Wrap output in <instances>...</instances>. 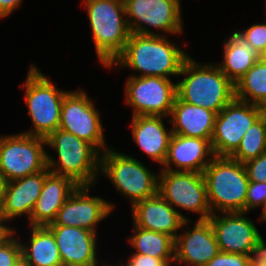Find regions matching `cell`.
<instances>
[{"label": "cell", "instance_id": "obj_1", "mask_svg": "<svg viewBox=\"0 0 266 266\" xmlns=\"http://www.w3.org/2000/svg\"><path fill=\"white\" fill-rule=\"evenodd\" d=\"M165 34L141 35L131 33L122 53L108 67L130 68L141 72L131 76L177 77L190 56L182 48L172 43Z\"/></svg>", "mask_w": 266, "mask_h": 266}, {"label": "cell", "instance_id": "obj_2", "mask_svg": "<svg viewBox=\"0 0 266 266\" xmlns=\"http://www.w3.org/2000/svg\"><path fill=\"white\" fill-rule=\"evenodd\" d=\"M176 83L177 97L188 104L209 109L218 114L235 98V84L216 64L198 63L188 57Z\"/></svg>", "mask_w": 266, "mask_h": 266}, {"label": "cell", "instance_id": "obj_3", "mask_svg": "<svg viewBox=\"0 0 266 266\" xmlns=\"http://www.w3.org/2000/svg\"><path fill=\"white\" fill-rule=\"evenodd\" d=\"M45 141L58 154L55 160L47 152L50 172L68 177L79 186L97 184L101 153L92 144L61 129L49 134Z\"/></svg>", "mask_w": 266, "mask_h": 266}, {"label": "cell", "instance_id": "obj_4", "mask_svg": "<svg viewBox=\"0 0 266 266\" xmlns=\"http://www.w3.org/2000/svg\"><path fill=\"white\" fill-rule=\"evenodd\" d=\"M96 55L108 69L122 53L131 34L123 0H84Z\"/></svg>", "mask_w": 266, "mask_h": 266}, {"label": "cell", "instance_id": "obj_5", "mask_svg": "<svg viewBox=\"0 0 266 266\" xmlns=\"http://www.w3.org/2000/svg\"><path fill=\"white\" fill-rule=\"evenodd\" d=\"M202 174L212 214L245 212L249 179L244 163L215 156Z\"/></svg>", "mask_w": 266, "mask_h": 266}, {"label": "cell", "instance_id": "obj_6", "mask_svg": "<svg viewBox=\"0 0 266 266\" xmlns=\"http://www.w3.org/2000/svg\"><path fill=\"white\" fill-rule=\"evenodd\" d=\"M112 146L100 155V174L106 176L115 190L131 201H139L158 194L159 174L132 156L113 150Z\"/></svg>", "mask_w": 266, "mask_h": 266}, {"label": "cell", "instance_id": "obj_7", "mask_svg": "<svg viewBox=\"0 0 266 266\" xmlns=\"http://www.w3.org/2000/svg\"><path fill=\"white\" fill-rule=\"evenodd\" d=\"M21 87L25 89L24 99L33 123V128L23 133L46 138L59 128L63 99L69 91L57 89L34 64Z\"/></svg>", "mask_w": 266, "mask_h": 266}, {"label": "cell", "instance_id": "obj_8", "mask_svg": "<svg viewBox=\"0 0 266 266\" xmlns=\"http://www.w3.org/2000/svg\"><path fill=\"white\" fill-rule=\"evenodd\" d=\"M46 141L22 132L0 137V173L7 182L47 169Z\"/></svg>", "mask_w": 266, "mask_h": 266}, {"label": "cell", "instance_id": "obj_9", "mask_svg": "<svg viewBox=\"0 0 266 266\" xmlns=\"http://www.w3.org/2000/svg\"><path fill=\"white\" fill-rule=\"evenodd\" d=\"M123 2L131 33L158 36L166 33L175 36L183 32L181 2L178 0H123ZM147 26L160 31L156 33Z\"/></svg>", "mask_w": 266, "mask_h": 266}, {"label": "cell", "instance_id": "obj_10", "mask_svg": "<svg viewBox=\"0 0 266 266\" xmlns=\"http://www.w3.org/2000/svg\"><path fill=\"white\" fill-rule=\"evenodd\" d=\"M102 125L100 112L84 90H71L65 95L58 129L74 134L103 153L110 146L105 143Z\"/></svg>", "mask_w": 266, "mask_h": 266}, {"label": "cell", "instance_id": "obj_11", "mask_svg": "<svg viewBox=\"0 0 266 266\" xmlns=\"http://www.w3.org/2000/svg\"><path fill=\"white\" fill-rule=\"evenodd\" d=\"M158 193L175 209L200 214L198 220L209 219L206 184L202 173L160 170Z\"/></svg>", "mask_w": 266, "mask_h": 266}, {"label": "cell", "instance_id": "obj_12", "mask_svg": "<svg viewBox=\"0 0 266 266\" xmlns=\"http://www.w3.org/2000/svg\"><path fill=\"white\" fill-rule=\"evenodd\" d=\"M266 111L262 106L234 98L216 114L211 146L215 156L230 157L246 131Z\"/></svg>", "mask_w": 266, "mask_h": 266}, {"label": "cell", "instance_id": "obj_13", "mask_svg": "<svg viewBox=\"0 0 266 266\" xmlns=\"http://www.w3.org/2000/svg\"><path fill=\"white\" fill-rule=\"evenodd\" d=\"M124 95L126 104L133 110L132 116L168 117L177 96L176 83L158 76H128Z\"/></svg>", "mask_w": 266, "mask_h": 266}, {"label": "cell", "instance_id": "obj_14", "mask_svg": "<svg viewBox=\"0 0 266 266\" xmlns=\"http://www.w3.org/2000/svg\"><path fill=\"white\" fill-rule=\"evenodd\" d=\"M91 187L78 186L49 225L80 227L97 233L96 227L115 206L102 197L89 195Z\"/></svg>", "mask_w": 266, "mask_h": 266}, {"label": "cell", "instance_id": "obj_15", "mask_svg": "<svg viewBox=\"0 0 266 266\" xmlns=\"http://www.w3.org/2000/svg\"><path fill=\"white\" fill-rule=\"evenodd\" d=\"M245 212L211 214L209 221L221 252L248 255L262 237Z\"/></svg>", "mask_w": 266, "mask_h": 266}, {"label": "cell", "instance_id": "obj_16", "mask_svg": "<svg viewBox=\"0 0 266 266\" xmlns=\"http://www.w3.org/2000/svg\"><path fill=\"white\" fill-rule=\"evenodd\" d=\"M219 251L211 222L197 220L185 233L178 232L174 243V264L205 266Z\"/></svg>", "mask_w": 266, "mask_h": 266}, {"label": "cell", "instance_id": "obj_17", "mask_svg": "<svg viewBox=\"0 0 266 266\" xmlns=\"http://www.w3.org/2000/svg\"><path fill=\"white\" fill-rule=\"evenodd\" d=\"M46 227L56 239L63 266H98L97 233L72 226Z\"/></svg>", "mask_w": 266, "mask_h": 266}, {"label": "cell", "instance_id": "obj_18", "mask_svg": "<svg viewBox=\"0 0 266 266\" xmlns=\"http://www.w3.org/2000/svg\"><path fill=\"white\" fill-rule=\"evenodd\" d=\"M131 209L135 226L165 233L174 240L177 231L184 230L188 223L192 222L187 216L175 210L159 193L137 202Z\"/></svg>", "mask_w": 266, "mask_h": 266}, {"label": "cell", "instance_id": "obj_19", "mask_svg": "<svg viewBox=\"0 0 266 266\" xmlns=\"http://www.w3.org/2000/svg\"><path fill=\"white\" fill-rule=\"evenodd\" d=\"M213 157L209 140L172 134L161 170L203 173Z\"/></svg>", "mask_w": 266, "mask_h": 266}, {"label": "cell", "instance_id": "obj_20", "mask_svg": "<svg viewBox=\"0 0 266 266\" xmlns=\"http://www.w3.org/2000/svg\"><path fill=\"white\" fill-rule=\"evenodd\" d=\"M49 172L50 170L47 168L7 182L4 202L0 211V218L4 223L25 214L26 217L28 216V220L30 219Z\"/></svg>", "mask_w": 266, "mask_h": 266}, {"label": "cell", "instance_id": "obj_21", "mask_svg": "<svg viewBox=\"0 0 266 266\" xmlns=\"http://www.w3.org/2000/svg\"><path fill=\"white\" fill-rule=\"evenodd\" d=\"M78 186L68 177L49 172L28 221L29 226H47L51 224L55 220L59 209Z\"/></svg>", "mask_w": 266, "mask_h": 266}, {"label": "cell", "instance_id": "obj_22", "mask_svg": "<svg viewBox=\"0 0 266 266\" xmlns=\"http://www.w3.org/2000/svg\"><path fill=\"white\" fill-rule=\"evenodd\" d=\"M165 116L138 115L132 116V137L136 145L153 162L164 164L172 130L167 129L163 119Z\"/></svg>", "mask_w": 266, "mask_h": 266}, {"label": "cell", "instance_id": "obj_23", "mask_svg": "<svg viewBox=\"0 0 266 266\" xmlns=\"http://www.w3.org/2000/svg\"><path fill=\"white\" fill-rule=\"evenodd\" d=\"M216 113L175 98L170 117L172 134L207 139L211 142L214 132Z\"/></svg>", "mask_w": 266, "mask_h": 266}, {"label": "cell", "instance_id": "obj_24", "mask_svg": "<svg viewBox=\"0 0 266 266\" xmlns=\"http://www.w3.org/2000/svg\"><path fill=\"white\" fill-rule=\"evenodd\" d=\"M223 61L217 66L234 83L259 60V53L237 31L224 42Z\"/></svg>", "mask_w": 266, "mask_h": 266}, {"label": "cell", "instance_id": "obj_25", "mask_svg": "<svg viewBox=\"0 0 266 266\" xmlns=\"http://www.w3.org/2000/svg\"><path fill=\"white\" fill-rule=\"evenodd\" d=\"M28 244L20 239L22 257L28 266H63L53 233L46 226H30Z\"/></svg>", "mask_w": 266, "mask_h": 266}, {"label": "cell", "instance_id": "obj_26", "mask_svg": "<svg viewBox=\"0 0 266 266\" xmlns=\"http://www.w3.org/2000/svg\"><path fill=\"white\" fill-rule=\"evenodd\" d=\"M133 226L128 244L134 248V253L160 258L164 262H174L175 240L171 236Z\"/></svg>", "mask_w": 266, "mask_h": 266}, {"label": "cell", "instance_id": "obj_27", "mask_svg": "<svg viewBox=\"0 0 266 266\" xmlns=\"http://www.w3.org/2000/svg\"><path fill=\"white\" fill-rule=\"evenodd\" d=\"M235 98L266 109V63L258 60L237 81Z\"/></svg>", "mask_w": 266, "mask_h": 266}, {"label": "cell", "instance_id": "obj_28", "mask_svg": "<svg viewBox=\"0 0 266 266\" xmlns=\"http://www.w3.org/2000/svg\"><path fill=\"white\" fill-rule=\"evenodd\" d=\"M264 152H266V111L246 131L240 145L230 158L245 163Z\"/></svg>", "mask_w": 266, "mask_h": 266}, {"label": "cell", "instance_id": "obj_29", "mask_svg": "<svg viewBox=\"0 0 266 266\" xmlns=\"http://www.w3.org/2000/svg\"><path fill=\"white\" fill-rule=\"evenodd\" d=\"M16 231L12 227V230L0 240V266H11L22 257L21 244Z\"/></svg>", "mask_w": 266, "mask_h": 266}, {"label": "cell", "instance_id": "obj_30", "mask_svg": "<svg viewBox=\"0 0 266 266\" xmlns=\"http://www.w3.org/2000/svg\"><path fill=\"white\" fill-rule=\"evenodd\" d=\"M266 203V182H249L245 199V213L263 208Z\"/></svg>", "mask_w": 266, "mask_h": 266}, {"label": "cell", "instance_id": "obj_31", "mask_svg": "<svg viewBox=\"0 0 266 266\" xmlns=\"http://www.w3.org/2000/svg\"><path fill=\"white\" fill-rule=\"evenodd\" d=\"M260 53L266 47V23H255L243 31H237Z\"/></svg>", "mask_w": 266, "mask_h": 266}, {"label": "cell", "instance_id": "obj_32", "mask_svg": "<svg viewBox=\"0 0 266 266\" xmlns=\"http://www.w3.org/2000/svg\"><path fill=\"white\" fill-rule=\"evenodd\" d=\"M249 182H266V152L244 163Z\"/></svg>", "mask_w": 266, "mask_h": 266}, {"label": "cell", "instance_id": "obj_33", "mask_svg": "<svg viewBox=\"0 0 266 266\" xmlns=\"http://www.w3.org/2000/svg\"><path fill=\"white\" fill-rule=\"evenodd\" d=\"M205 266H248L247 255L219 251Z\"/></svg>", "mask_w": 266, "mask_h": 266}, {"label": "cell", "instance_id": "obj_34", "mask_svg": "<svg viewBox=\"0 0 266 266\" xmlns=\"http://www.w3.org/2000/svg\"><path fill=\"white\" fill-rule=\"evenodd\" d=\"M174 262H164L160 258H155L152 256L132 253L128 258V261L123 263L122 261L117 266H172Z\"/></svg>", "mask_w": 266, "mask_h": 266}, {"label": "cell", "instance_id": "obj_35", "mask_svg": "<svg viewBox=\"0 0 266 266\" xmlns=\"http://www.w3.org/2000/svg\"><path fill=\"white\" fill-rule=\"evenodd\" d=\"M248 266H266V244L261 237L247 255Z\"/></svg>", "mask_w": 266, "mask_h": 266}, {"label": "cell", "instance_id": "obj_36", "mask_svg": "<svg viewBox=\"0 0 266 266\" xmlns=\"http://www.w3.org/2000/svg\"><path fill=\"white\" fill-rule=\"evenodd\" d=\"M23 0H0V19L6 20L11 13L21 6Z\"/></svg>", "mask_w": 266, "mask_h": 266}, {"label": "cell", "instance_id": "obj_37", "mask_svg": "<svg viewBox=\"0 0 266 266\" xmlns=\"http://www.w3.org/2000/svg\"><path fill=\"white\" fill-rule=\"evenodd\" d=\"M7 180L0 173V211L3 206L5 190H6Z\"/></svg>", "mask_w": 266, "mask_h": 266}, {"label": "cell", "instance_id": "obj_38", "mask_svg": "<svg viewBox=\"0 0 266 266\" xmlns=\"http://www.w3.org/2000/svg\"><path fill=\"white\" fill-rule=\"evenodd\" d=\"M5 224L6 223H4L0 218V240H2L12 230L10 226Z\"/></svg>", "mask_w": 266, "mask_h": 266}, {"label": "cell", "instance_id": "obj_39", "mask_svg": "<svg viewBox=\"0 0 266 266\" xmlns=\"http://www.w3.org/2000/svg\"><path fill=\"white\" fill-rule=\"evenodd\" d=\"M259 60L266 63V47L259 53Z\"/></svg>", "mask_w": 266, "mask_h": 266}, {"label": "cell", "instance_id": "obj_40", "mask_svg": "<svg viewBox=\"0 0 266 266\" xmlns=\"http://www.w3.org/2000/svg\"><path fill=\"white\" fill-rule=\"evenodd\" d=\"M11 266H28L27 263L25 262L24 258L21 257L17 262H15Z\"/></svg>", "mask_w": 266, "mask_h": 266}, {"label": "cell", "instance_id": "obj_41", "mask_svg": "<svg viewBox=\"0 0 266 266\" xmlns=\"http://www.w3.org/2000/svg\"><path fill=\"white\" fill-rule=\"evenodd\" d=\"M260 216H261L260 220L266 222V203H265L264 207L262 208V213Z\"/></svg>", "mask_w": 266, "mask_h": 266}, {"label": "cell", "instance_id": "obj_42", "mask_svg": "<svg viewBox=\"0 0 266 266\" xmlns=\"http://www.w3.org/2000/svg\"><path fill=\"white\" fill-rule=\"evenodd\" d=\"M103 265H105V266H115L114 264L110 265V264H107V263H104Z\"/></svg>", "mask_w": 266, "mask_h": 266}]
</instances>
